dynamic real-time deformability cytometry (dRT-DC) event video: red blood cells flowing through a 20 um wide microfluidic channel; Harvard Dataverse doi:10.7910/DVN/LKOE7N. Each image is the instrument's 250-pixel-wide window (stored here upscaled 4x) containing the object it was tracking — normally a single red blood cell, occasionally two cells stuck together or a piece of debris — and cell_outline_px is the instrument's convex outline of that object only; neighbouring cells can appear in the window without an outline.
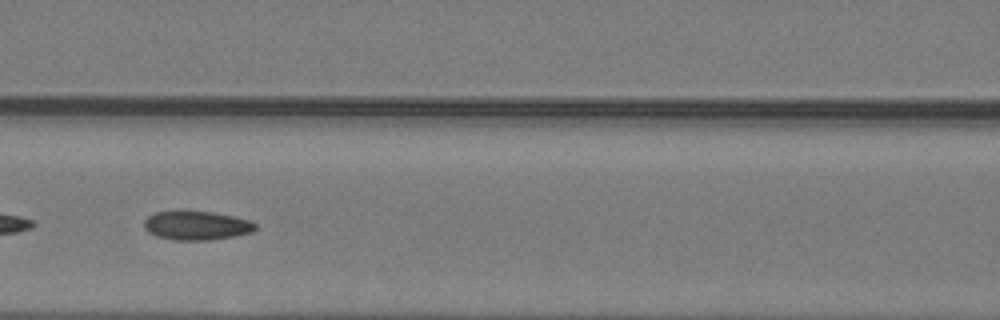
{"species": "common noctule bat (a hibernating species)", "species_latin": "Nyctalus noctula", "temperature_condition": "warm", "stored_images_in_passage": 43, "camera_frame_rate_fps": 3000, "um_per_image_px": 0.085, "animal": {"sex": "male", "body_mass_g": 19.2, "forearm_length_mm": 51.8}, "frame": {"image": 1, "passage_image": 17, "time_ms": 5.333, "image_size_px": [1000, 320], "cell_outline_px": [[256, 228], [252, 232], [232, 236], [208, 240], [176, 240], [156, 236], [148, 232], [144, 228], [144, 220], [148, 216], [156, 212], [212, 212], [232, 216], [248, 220], [256, 224]], "centroid_in_image_um": [16.68, 19.18], "position_along_channel_um": 149.9, "area_um2": 18.38}}
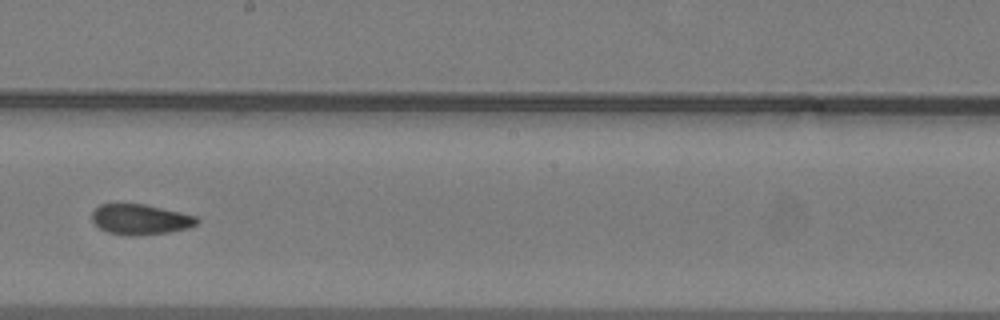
{"frame": {"image": 2, "passage_image": 23, "time_ms": 7.333, "image_size_px": [1000, 320], "cell_outline_px": [[200, 220], [196, 224], [188, 228], [168, 232], [108, 232], [100, 228], [92, 220], [92, 212], [100, 204], [144, 204], [180, 212], [196, 216]], "centroid_in_image_um": [11.95, 18.59], "position_along_channel_um": 236.2, "area_um2": 17.51}}
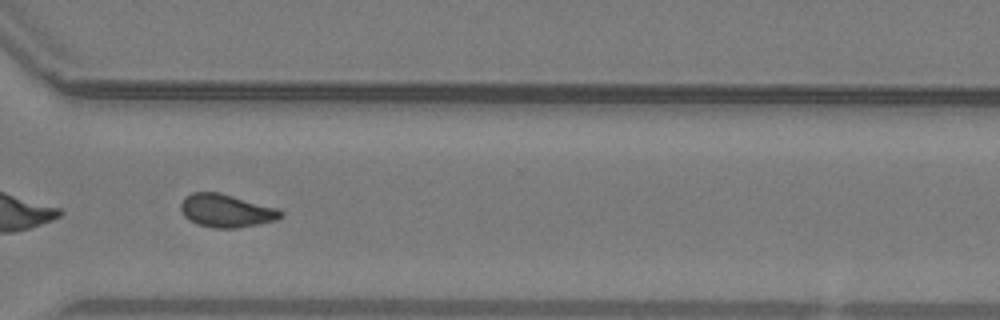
{"frame": {"image": 3, "passage_image": 31, "time_ms": 10.0, "image_size_px": [1000, 320], "cell_outline_px": [[284, 216], [276, 220], [236, 228], [212, 228], [196, 224], [188, 220], [184, 216], [180, 208], [180, 204], [184, 196], [192, 192], [220, 192], [280, 208], [284, 212]], "centroid_in_image_um": [19.24, 17.9], "position_along_channel_um": 351.4, "area_um2": 19.65}}